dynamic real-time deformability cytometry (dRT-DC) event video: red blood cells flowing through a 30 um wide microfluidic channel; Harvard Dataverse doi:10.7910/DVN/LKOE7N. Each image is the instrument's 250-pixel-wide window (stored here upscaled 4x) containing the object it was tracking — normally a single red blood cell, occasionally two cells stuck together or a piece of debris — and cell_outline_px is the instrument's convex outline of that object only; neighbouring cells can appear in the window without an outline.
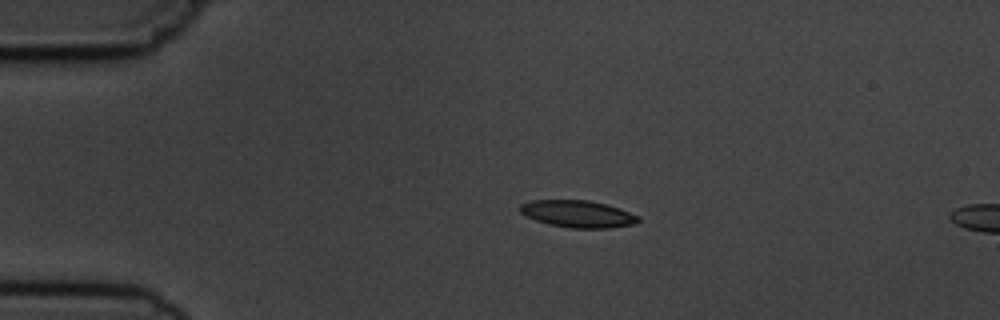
{"species": "common noctule bat (a hibernating species)", "species_latin": "Nyctalus noctula", "temperature_condition": "cold", "stored_images_in_passage": 5, "camera_frame_rate_fps": 3000, "um_per_image_px": 0.085, "animal": {"sex": "male", "body_mass_g": 19.5, "forearm_length_mm": 54.6}, "frame": {"image": 1, "passage_image": 3, "time_ms": 2.333, "image_size_px": [1000, 320], "cell_outline_px": [[640, 220], [636, 224], [608, 228], [572, 228], [548, 224], [524, 216], [520, 212], [520, 204], [532, 200], [588, 200], [620, 208], [636, 216]], "centroid_in_image_um": [49.08, 18.18], "position_along_channel_um": 35.9, "area_um2": 18.55}}